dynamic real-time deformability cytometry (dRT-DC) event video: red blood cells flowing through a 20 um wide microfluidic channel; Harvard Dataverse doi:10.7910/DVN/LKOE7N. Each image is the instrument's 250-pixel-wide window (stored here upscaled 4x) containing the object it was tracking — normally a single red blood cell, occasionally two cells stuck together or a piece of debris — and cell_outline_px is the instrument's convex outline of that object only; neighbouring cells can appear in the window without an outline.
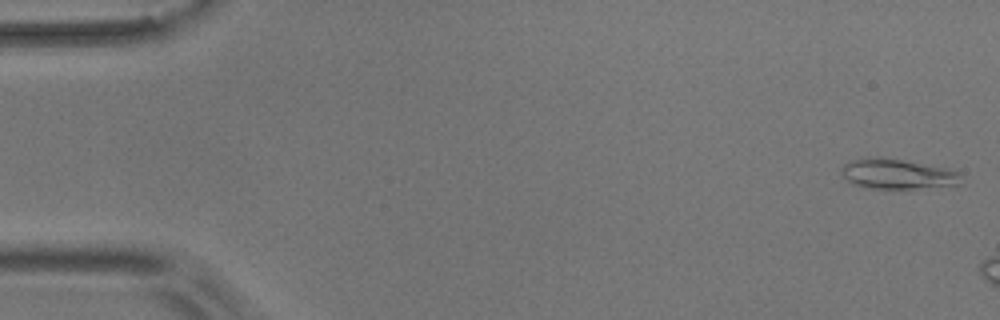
{"species": "common noctule bat (a hibernating species)", "species_latin": "Nyctalus noctula", "temperature_condition": "room temperature", "stored_images_in_passage": 8, "camera_frame_rate_fps": 3000, "um_per_image_px": 0.085, "animal": {"sex": "male", "body_mass_g": 17.9}, "frame": {"image": 1, "passage_image": 2, "time_ms": 0.333, "image_size_px": [1000, 320], "cell_outline_px": [[964, 184], [912, 188], [868, 188], [852, 184], [840, 172], [840, 168], [844, 164], [852, 160], [880, 156], [948, 168], [960, 172]], "centroid_in_image_um": [76.3, 14.78], "position_along_channel_um": 8.7, "area_um2": 20.98}}